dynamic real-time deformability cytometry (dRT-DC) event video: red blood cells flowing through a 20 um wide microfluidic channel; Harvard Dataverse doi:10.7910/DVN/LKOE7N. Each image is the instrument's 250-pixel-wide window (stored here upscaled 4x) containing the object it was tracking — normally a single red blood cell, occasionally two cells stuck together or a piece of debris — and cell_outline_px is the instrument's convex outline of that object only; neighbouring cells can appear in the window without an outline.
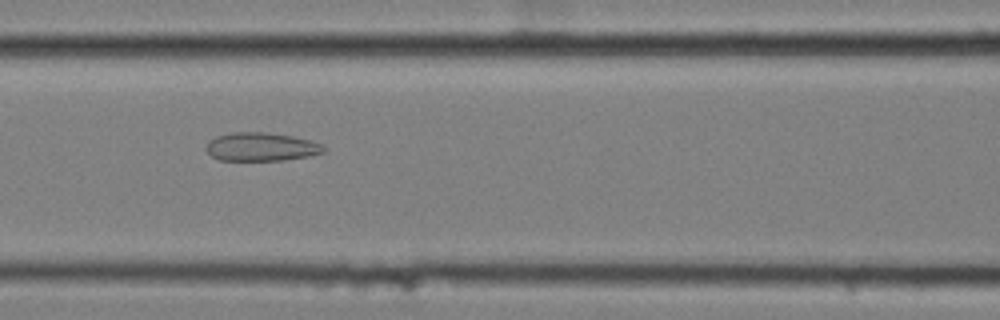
{"species": "common noctule bat (a hibernating species)", "species_latin": "Nyctalus noctula", "temperature_condition": "cold", "stored_images_in_passage": 5, "camera_frame_rate_fps": 3000, "um_per_image_px": 0.085, "animal": {"sex": "female", "body_mass_g": 25.1}, "frame": {"image": 1, "passage_image": 3, "time_ms": 0.667, "image_size_px": [1000, 320], "cell_outline_px": [[324, 152], [308, 156], [284, 160], [220, 160], [212, 156], [204, 148], [208, 140], [216, 136], [232, 132], [264, 132], [292, 136], [324, 144]], "centroid_in_image_um": [22.17, 12.47], "position_along_channel_um": 144.4, "area_um2": 19.48}}
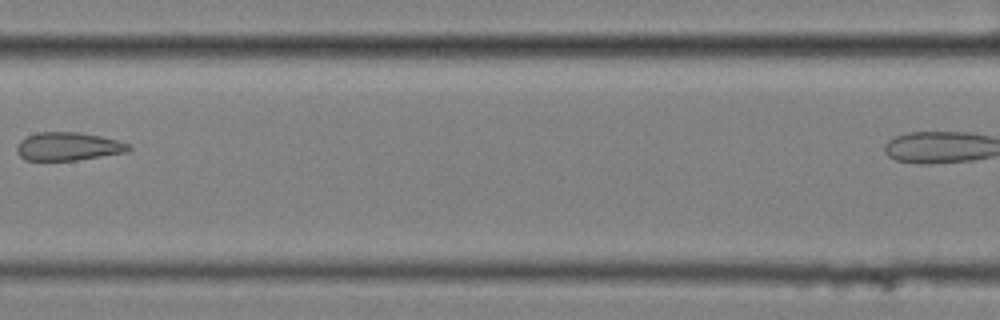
{"frame": {"image": 2, "passage_image": 4, "time_ms": 1.0, "image_size_px": [1000, 320], "cell_outline_px": [[132, 148], [128, 152], [76, 160], [24, 160], [16, 152], [16, 148], [20, 140], [28, 136], [40, 132], [80, 132], [100, 136], [116, 140], [128, 144]], "centroid_in_image_um": [5.79, 12.45], "position_along_channel_um": 201.6, "area_um2": 18.32}}